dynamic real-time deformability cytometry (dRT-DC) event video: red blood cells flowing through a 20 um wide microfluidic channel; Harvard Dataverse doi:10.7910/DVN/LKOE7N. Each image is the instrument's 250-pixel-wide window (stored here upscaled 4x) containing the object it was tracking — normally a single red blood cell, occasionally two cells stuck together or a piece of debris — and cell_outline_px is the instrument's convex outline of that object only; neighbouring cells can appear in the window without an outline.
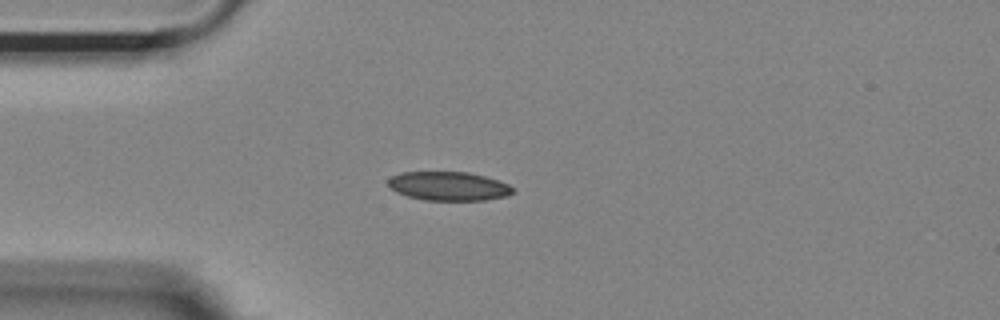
{"species": "Egyptian fruit bat (a non-hibernating species)", "species_latin": "Rousettus aegyptiacus", "temperature_condition": "room temperature", "stored_images_in_passage": 41, "camera_frame_rate_fps": 3000, "um_per_image_px": 0.085, "animal": {"sex": "female"}, "frame": {"image": 1, "passage_image": 1, "time_ms": 0.0, "image_size_px": [1000, 320], "cell_outline_px": [[516, 192], [508, 196], [484, 200], [424, 200], [408, 196], [396, 192], [388, 184], [388, 180], [392, 176], [400, 172], [468, 172], [484, 176], [508, 184], [516, 188]], "centroid_in_image_um": [38.17, 15.82], "position_along_channel_um": 46.8, "area_um2": 21.04}}
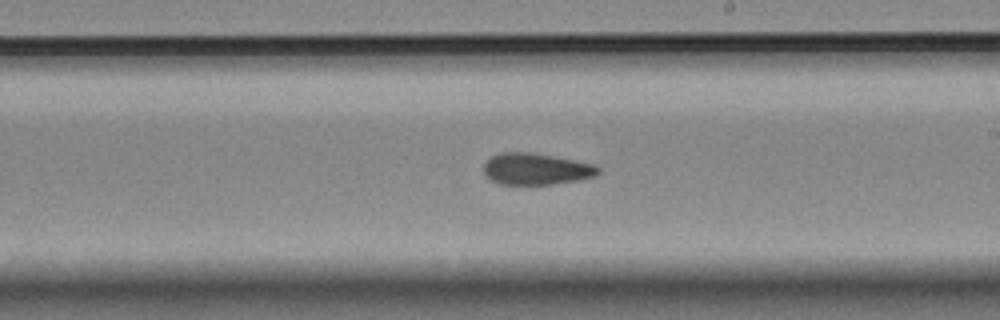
{"frame": {"image": 2, "passage_image": 18, "time_ms": 5.667, "image_size_px": [1000, 320], "cell_outline_px": [[600, 172], [596, 176], [576, 180], [552, 184], [500, 184], [488, 180], [484, 176], [484, 164], [492, 156], [500, 152], [528, 152], [552, 156], [596, 164], [600, 168]], "centroid_in_image_um": [45.55, 14.37], "position_along_channel_um": 243.5, "area_um2": 21.1}}
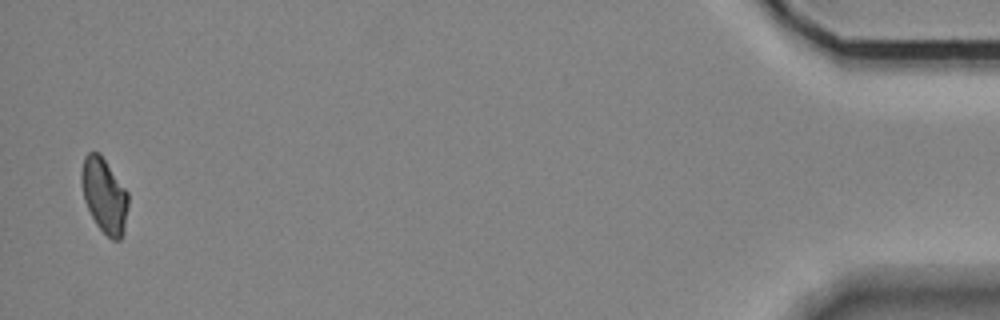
{"frame": {"image": 3, "passage_image": 40, "time_ms": 13.0, "image_size_px": [1000, 320], "cell_outline_px": [[128, 204], [124, 232], [120, 240], [112, 240], [96, 224], [84, 200], [80, 180], [80, 176], [84, 156], [88, 152], [100, 152], [128, 192]], "centroid_in_image_um": [8.86, 16.59], "position_along_channel_um": 426.3, "area_um2": 20.46}}